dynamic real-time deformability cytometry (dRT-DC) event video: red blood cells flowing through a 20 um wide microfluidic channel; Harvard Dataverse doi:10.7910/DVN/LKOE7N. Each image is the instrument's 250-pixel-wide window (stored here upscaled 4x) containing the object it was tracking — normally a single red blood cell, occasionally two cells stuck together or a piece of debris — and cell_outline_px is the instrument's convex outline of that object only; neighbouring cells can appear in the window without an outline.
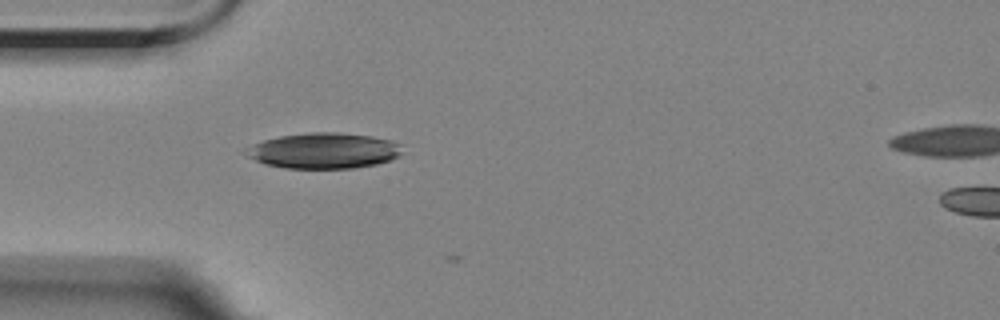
{"species": "Egyptian fruit bat (a non-hibernating species)", "species_latin": "Rousettus aegyptiacus", "temperature_condition": "room temperature", "stored_images_in_passage": 2, "camera_frame_rate_fps": 3000, "um_per_image_px": 0.085, "animal": {"sex": "female"}, "frame": {"image": 1, "passage_image": 1, "time_ms": 0.0, "image_size_px": [1000, 320], "cell_outline_px": [[400, 152], [396, 156], [388, 160], [376, 164], [356, 168], [284, 168], [264, 164], [248, 156], [244, 148], [252, 144], [264, 140], [280, 136], [308, 132], [336, 132], [372, 136], [392, 140], [400, 144]], "centroid_in_image_um": [27.49, 12.8], "position_along_channel_um": 57.5, "area_um2": 32.37}}